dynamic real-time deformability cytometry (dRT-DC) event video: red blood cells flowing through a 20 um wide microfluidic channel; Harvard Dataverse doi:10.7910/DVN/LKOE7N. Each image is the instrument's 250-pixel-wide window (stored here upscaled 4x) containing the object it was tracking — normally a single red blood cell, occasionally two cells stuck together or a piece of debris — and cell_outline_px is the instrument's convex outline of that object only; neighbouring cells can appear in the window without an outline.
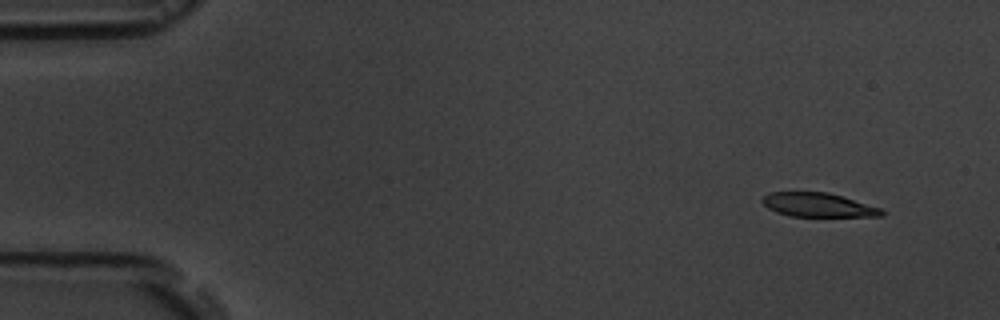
{"species": "common noctule bat (a hibernating species)", "species_latin": "Nyctalus noctula", "temperature_condition": "room temperature", "stored_images_in_passage": 5, "segment_of_instrument_passage": [1, 2], "camera_frame_rate_fps": 3000, "um_per_image_px": 0.085, "animal": {"sex": "male", "body_mass_g": 19.5, "forearm_length_mm": 54.6}, "frame": {"image": 1, "passage_image": 1, "time_ms": 0.0, "image_size_px": [1000, 320], "cell_outline_px": [[884, 216], [788, 216], [776, 212], [768, 208], [760, 200], [768, 192], [828, 192], [880, 208], [884, 212]], "centroid_in_image_um": [69.49, 17.42], "position_along_channel_um": 15.5, "area_um2": 16.53}}
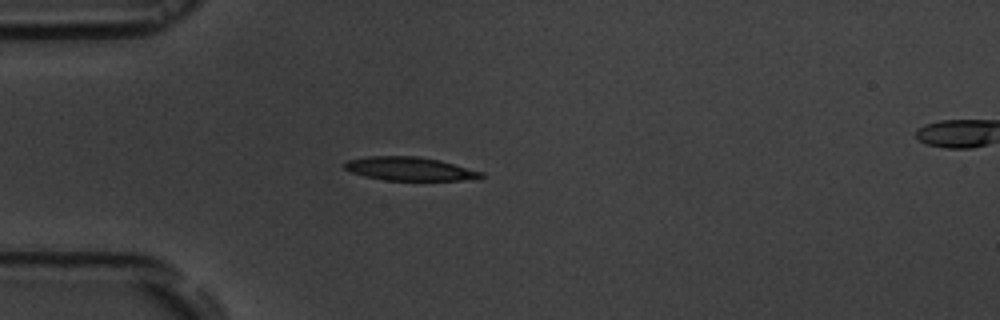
{"frame": {"image": 2, "passage_image": 4, "time_ms": 3.667, "image_size_px": [1000, 320], "cell_outline_px": [[484, 176], [460, 180], [384, 180], [364, 176], [352, 172], [344, 168], [344, 164], [348, 160], [368, 156], [416, 156], [440, 160], [484, 172]], "centroid_in_image_um": [34.8, 14.34], "position_along_channel_um": 50.2, "area_um2": 18.55}}